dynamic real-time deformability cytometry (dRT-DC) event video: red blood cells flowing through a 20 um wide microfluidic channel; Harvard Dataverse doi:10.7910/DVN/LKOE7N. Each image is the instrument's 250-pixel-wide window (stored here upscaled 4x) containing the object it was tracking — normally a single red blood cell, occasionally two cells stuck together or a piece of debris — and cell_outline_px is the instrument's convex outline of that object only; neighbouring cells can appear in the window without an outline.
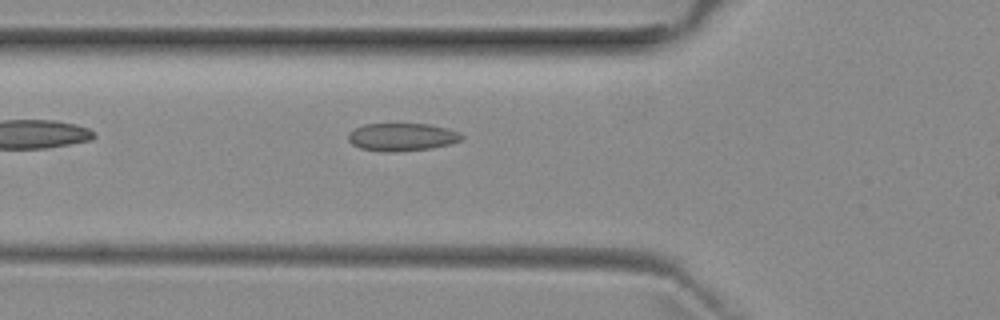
{"species": "common noctule bat (a hibernating species)", "species_latin": "Nyctalus noctula", "temperature_condition": "room temperature", "stored_images_in_passage": 11, "camera_frame_rate_fps": 3000, "um_per_image_px": 0.085, "animal": {"sex": "female", "body_mass_g": 29.2, "forearm_length_mm": 56.3}, "frame": {"image": 1, "passage_image": 2, "time_ms": 0.333, "image_size_px": [1000, 320], "cell_outline_px": [[464, 136], [460, 140], [448, 144], [432, 148], [392, 152], [388, 152], [360, 148], [352, 144], [348, 140], [348, 132], [364, 124], [428, 124], [448, 128], [460, 132]], "centroid_in_image_um": [34.16, 11.64], "position_along_channel_um": 91.6, "area_um2": 18.32}}
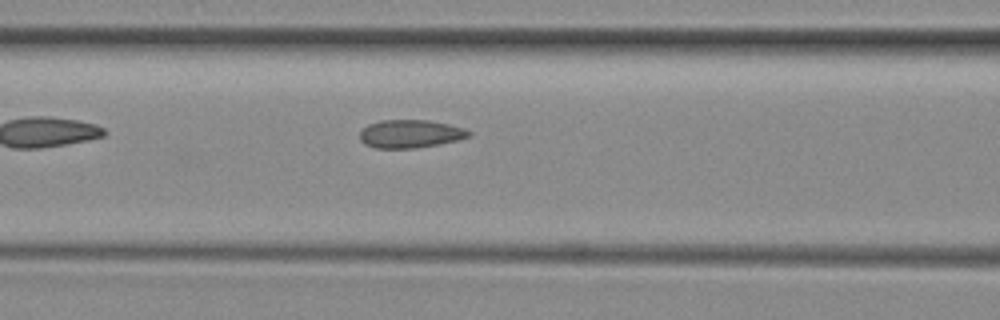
{"frame": {"image": 2, "passage_image": 5, "time_ms": 1.333, "image_size_px": [1000, 320], "cell_outline_px": [[472, 136], [440, 144], [416, 148], [376, 148], [364, 144], [360, 140], [360, 132], [368, 124], [380, 120], [428, 120], [448, 124], [464, 128], [472, 132]], "centroid_in_image_um": [34.88, 11.37], "position_along_channel_um": 131.7, "area_um2": 17.92}}
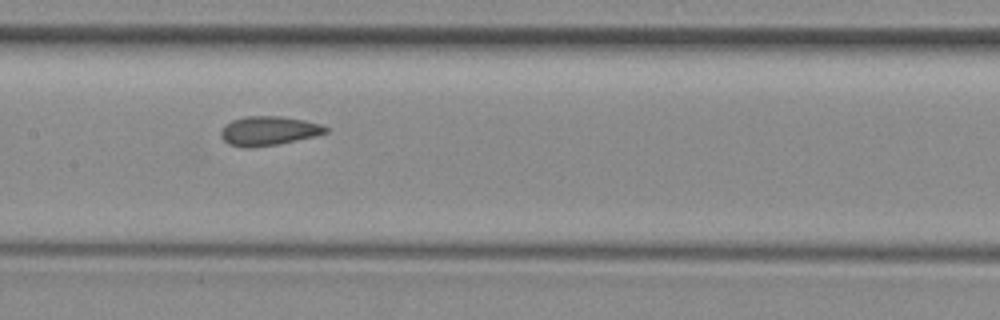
{"frame": {"image": 3, "passage_image": 9, "time_ms": 2.667, "image_size_px": [1000, 320], "cell_outline_px": [[328, 132], [296, 140], [276, 144], [248, 148], [228, 144], [220, 136], [220, 132], [224, 124], [232, 120], [244, 116], [284, 116], [304, 120], [320, 124], [328, 128]], "centroid_in_image_um": [22.78, 11.11], "position_along_channel_um": 184.6, "area_um2": 17.74}}